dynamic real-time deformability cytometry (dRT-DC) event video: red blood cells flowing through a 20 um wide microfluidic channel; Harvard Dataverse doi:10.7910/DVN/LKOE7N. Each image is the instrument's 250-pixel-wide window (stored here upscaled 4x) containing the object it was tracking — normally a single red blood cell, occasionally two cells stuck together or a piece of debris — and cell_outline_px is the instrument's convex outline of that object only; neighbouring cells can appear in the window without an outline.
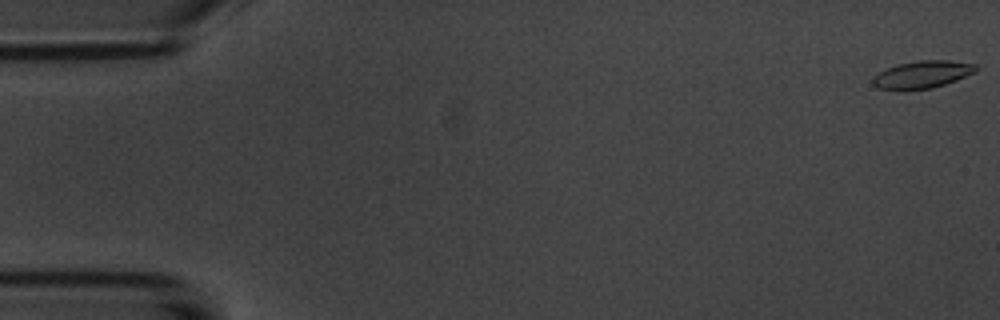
{"species": "common noctule bat (a hibernating species)", "species_latin": "Nyctalus noctula", "temperature_condition": "room temperature", "stored_images_in_passage": 4, "camera_frame_rate_fps": 3000, "um_per_image_px": 0.085, "animal": {"sex": "male", "body_mass_g": 20.1, "forearm_length_mm": 53.5}, "frame": {"image": 1, "passage_image": 1, "time_ms": 0.0, "image_size_px": [1000, 320], "cell_outline_px": [[976, 72], [956, 80], [932, 88], [880, 88], [872, 84], [872, 80], [880, 72], [888, 68], [900, 64], [920, 60], [948, 60], [976, 64]], "centroid_in_image_um": [78.46, 6.3], "position_along_channel_um": 6.5, "area_um2": 15.78}}